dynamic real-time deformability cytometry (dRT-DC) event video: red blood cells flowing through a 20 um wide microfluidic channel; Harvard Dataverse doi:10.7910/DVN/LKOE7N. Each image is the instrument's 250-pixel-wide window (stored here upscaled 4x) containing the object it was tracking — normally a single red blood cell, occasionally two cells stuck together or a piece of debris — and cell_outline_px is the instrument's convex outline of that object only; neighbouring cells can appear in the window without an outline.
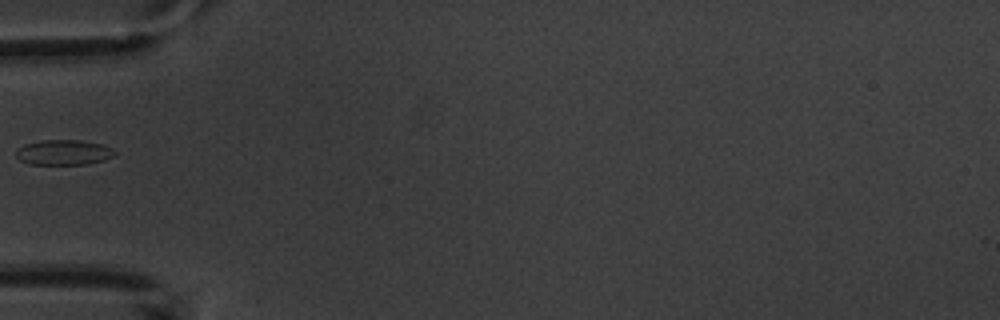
{"species": "common noctule bat (a hibernating species)", "species_latin": "Nyctalus noctula", "temperature_condition": "warm", "stored_images_in_passage": 5, "camera_frame_rate_fps": 3000, "um_per_image_px": 0.085, "animal": {"sex": "male", "body_mass_g": 20.1, "forearm_length_mm": 53.5}, "frame": {"image": 1, "passage_image": 4, "time_ms": 3.333, "image_size_px": [1000, 320], "cell_outline_px": [[116, 156], [104, 160], [88, 164], [28, 164], [20, 160], [16, 156], [16, 148], [24, 144], [40, 140], [80, 140], [104, 144], [112, 148], [116, 152]], "centroid_in_image_um": [5.43, 12.95], "position_along_channel_um": 79.6, "area_um2": 14.74}}